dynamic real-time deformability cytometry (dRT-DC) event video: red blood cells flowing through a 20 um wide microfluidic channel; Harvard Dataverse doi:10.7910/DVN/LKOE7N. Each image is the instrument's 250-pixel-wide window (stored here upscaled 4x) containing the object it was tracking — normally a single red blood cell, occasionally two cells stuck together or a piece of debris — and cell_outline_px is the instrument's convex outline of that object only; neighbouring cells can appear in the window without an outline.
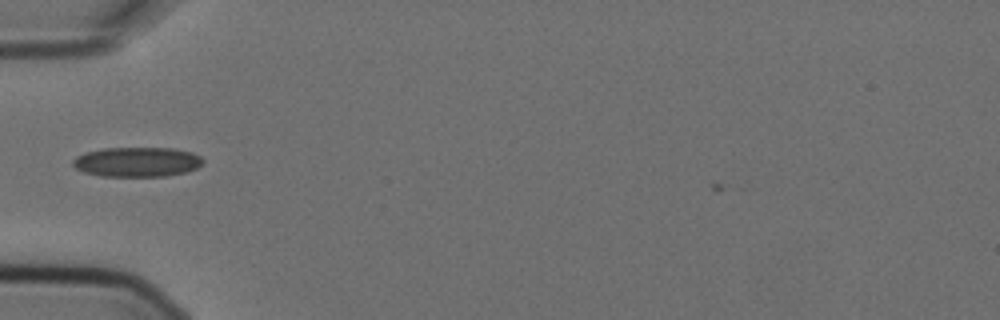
{"species": "Egyptian fruit bat (a non-hibernating species)", "species_latin": "Rousettus aegyptiacus", "temperature_condition": "cold", "stored_images_in_passage": 3, "camera_frame_rate_fps": 3000, "um_per_image_px": 0.085, "animal": {"sex": "female"}, "frame": {"image": 1, "passage_image": 3, "time_ms": 0.667, "image_size_px": [1000, 320], "cell_outline_px": [[204, 164], [188, 172], [164, 176], [100, 176], [84, 172], [76, 168], [72, 164], [72, 160], [76, 156], [84, 152], [104, 148], [172, 148], [192, 152], [200, 156], [204, 160]], "centroid_in_image_um": [11.66, 13.76], "position_along_channel_um": 73.3, "area_um2": 22.72}}